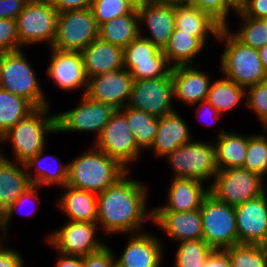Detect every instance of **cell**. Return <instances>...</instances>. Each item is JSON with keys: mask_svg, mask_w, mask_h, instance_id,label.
Instances as JSON below:
<instances>
[{"mask_svg": "<svg viewBox=\"0 0 267 267\" xmlns=\"http://www.w3.org/2000/svg\"><path fill=\"white\" fill-rule=\"evenodd\" d=\"M240 12L247 17L265 19L267 18V0H247Z\"/></svg>", "mask_w": 267, "mask_h": 267, "instance_id": "cell-48", "label": "cell"}, {"mask_svg": "<svg viewBox=\"0 0 267 267\" xmlns=\"http://www.w3.org/2000/svg\"><path fill=\"white\" fill-rule=\"evenodd\" d=\"M49 111L50 106L36 108L0 137V145L11 144L14 162L24 164L46 148L48 134H56L55 114Z\"/></svg>", "mask_w": 267, "mask_h": 267, "instance_id": "cell-3", "label": "cell"}, {"mask_svg": "<svg viewBox=\"0 0 267 267\" xmlns=\"http://www.w3.org/2000/svg\"><path fill=\"white\" fill-rule=\"evenodd\" d=\"M82 55L88 79L124 68L123 49L99 38L84 48Z\"/></svg>", "mask_w": 267, "mask_h": 267, "instance_id": "cell-25", "label": "cell"}, {"mask_svg": "<svg viewBox=\"0 0 267 267\" xmlns=\"http://www.w3.org/2000/svg\"><path fill=\"white\" fill-rule=\"evenodd\" d=\"M223 26L209 13L182 3L175 4V28L198 37L205 45L209 36L218 38Z\"/></svg>", "mask_w": 267, "mask_h": 267, "instance_id": "cell-27", "label": "cell"}, {"mask_svg": "<svg viewBox=\"0 0 267 267\" xmlns=\"http://www.w3.org/2000/svg\"><path fill=\"white\" fill-rule=\"evenodd\" d=\"M217 40L226 45L220 56L221 72L226 79L245 88L267 80L258 49L239 41L228 26L220 29Z\"/></svg>", "mask_w": 267, "mask_h": 267, "instance_id": "cell-4", "label": "cell"}, {"mask_svg": "<svg viewBox=\"0 0 267 267\" xmlns=\"http://www.w3.org/2000/svg\"><path fill=\"white\" fill-rule=\"evenodd\" d=\"M114 112L112 106L83 94L74 109L55 114L56 133L92 132L96 133V140Z\"/></svg>", "mask_w": 267, "mask_h": 267, "instance_id": "cell-12", "label": "cell"}, {"mask_svg": "<svg viewBox=\"0 0 267 267\" xmlns=\"http://www.w3.org/2000/svg\"><path fill=\"white\" fill-rule=\"evenodd\" d=\"M93 144L102 153L117 160L128 171L129 165L133 164L142 152L136 145L126 116L120 110H115L111 115Z\"/></svg>", "mask_w": 267, "mask_h": 267, "instance_id": "cell-11", "label": "cell"}, {"mask_svg": "<svg viewBox=\"0 0 267 267\" xmlns=\"http://www.w3.org/2000/svg\"><path fill=\"white\" fill-rule=\"evenodd\" d=\"M35 109L26 98L0 88V137Z\"/></svg>", "mask_w": 267, "mask_h": 267, "instance_id": "cell-35", "label": "cell"}, {"mask_svg": "<svg viewBox=\"0 0 267 267\" xmlns=\"http://www.w3.org/2000/svg\"><path fill=\"white\" fill-rule=\"evenodd\" d=\"M124 1H126L133 9L136 10L147 4V0H124Z\"/></svg>", "mask_w": 267, "mask_h": 267, "instance_id": "cell-55", "label": "cell"}, {"mask_svg": "<svg viewBox=\"0 0 267 267\" xmlns=\"http://www.w3.org/2000/svg\"><path fill=\"white\" fill-rule=\"evenodd\" d=\"M30 0H0V19L16 20Z\"/></svg>", "mask_w": 267, "mask_h": 267, "instance_id": "cell-46", "label": "cell"}, {"mask_svg": "<svg viewBox=\"0 0 267 267\" xmlns=\"http://www.w3.org/2000/svg\"><path fill=\"white\" fill-rule=\"evenodd\" d=\"M137 11L139 35L163 50L175 29V4L147 3ZM142 24L149 30V36L143 34Z\"/></svg>", "mask_w": 267, "mask_h": 267, "instance_id": "cell-19", "label": "cell"}, {"mask_svg": "<svg viewBox=\"0 0 267 267\" xmlns=\"http://www.w3.org/2000/svg\"><path fill=\"white\" fill-rule=\"evenodd\" d=\"M168 187L165 205L152 211H192L201 208L204 199L210 194V185L204 188V182L198 179L173 178Z\"/></svg>", "mask_w": 267, "mask_h": 267, "instance_id": "cell-23", "label": "cell"}, {"mask_svg": "<svg viewBox=\"0 0 267 267\" xmlns=\"http://www.w3.org/2000/svg\"><path fill=\"white\" fill-rule=\"evenodd\" d=\"M3 152L4 151L0 150L1 215L16 201V199L22 193L32 186L24 164L8 159Z\"/></svg>", "mask_w": 267, "mask_h": 267, "instance_id": "cell-26", "label": "cell"}, {"mask_svg": "<svg viewBox=\"0 0 267 267\" xmlns=\"http://www.w3.org/2000/svg\"><path fill=\"white\" fill-rule=\"evenodd\" d=\"M260 61L264 70L267 72V45L258 49Z\"/></svg>", "mask_w": 267, "mask_h": 267, "instance_id": "cell-54", "label": "cell"}, {"mask_svg": "<svg viewBox=\"0 0 267 267\" xmlns=\"http://www.w3.org/2000/svg\"><path fill=\"white\" fill-rule=\"evenodd\" d=\"M113 250L104 246L101 250L82 257V267H116Z\"/></svg>", "mask_w": 267, "mask_h": 267, "instance_id": "cell-45", "label": "cell"}, {"mask_svg": "<svg viewBox=\"0 0 267 267\" xmlns=\"http://www.w3.org/2000/svg\"><path fill=\"white\" fill-rule=\"evenodd\" d=\"M52 6L60 13L70 10L87 9L93 0H49Z\"/></svg>", "mask_w": 267, "mask_h": 267, "instance_id": "cell-49", "label": "cell"}, {"mask_svg": "<svg viewBox=\"0 0 267 267\" xmlns=\"http://www.w3.org/2000/svg\"><path fill=\"white\" fill-rule=\"evenodd\" d=\"M152 223L176 240H197L203 237L201 211H153Z\"/></svg>", "mask_w": 267, "mask_h": 267, "instance_id": "cell-22", "label": "cell"}, {"mask_svg": "<svg viewBox=\"0 0 267 267\" xmlns=\"http://www.w3.org/2000/svg\"><path fill=\"white\" fill-rule=\"evenodd\" d=\"M58 14L49 0H30L16 18L21 46L45 42L48 48L52 47L57 34Z\"/></svg>", "mask_w": 267, "mask_h": 267, "instance_id": "cell-7", "label": "cell"}, {"mask_svg": "<svg viewBox=\"0 0 267 267\" xmlns=\"http://www.w3.org/2000/svg\"><path fill=\"white\" fill-rule=\"evenodd\" d=\"M164 158L168 159L174 172L173 178L198 179L205 182L208 179L214 180L218 172L214 142L191 140Z\"/></svg>", "mask_w": 267, "mask_h": 267, "instance_id": "cell-6", "label": "cell"}, {"mask_svg": "<svg viewBox=\"0 0 267 267\" xmlns=\"http://www.w3.org/2000/svg\"><path fill=\"white\" fill-rule=\"evenodd\" d=\"M44 153L45 148L24 163L26 170H31L30 172H27L30 182L32 185L39 187L53 185L63 187L66 185L68 179V163L62 164L57 156L45 155ZM48 156L50 159L52 158V162H56L54 163L55 167L52 164L49 165L50 162H46L50 167L45 163L47 160L44 159L49 158ZM32 169L35 170L34 172H36V174H32Z\"/></svg>", "mask_w": 267, "mask_h": 267, "instance_id": "cell-29", "label": "cell"}, {"mask_svg": "<svg viewBox=\"0 0 267 267\" xmlns=\"http://www.w3.org/2000/svg\"><path fill=\"white\" fill-rule=\"evenodd\" d=\"M130 172L97 194V224L110 236L140 233L147 221L152 222L153 211L146 204L148 188L139 180L130 179Z\"/></svg>", "mask_w": 267, "mask_h": 267, "instance_id": "cell-1", "label": "cell"}, {"mask_svg": "<svg viewBox=\"0 0 267 267\" xmlns=\"http://www.w3.org/2000/svg\"><path fill=\"white\" fill-rule=\"evenodd\" d=\"M58 253L60 256L55 267H82V256Z\"/></svg>", "mask_w": 267, "mask_h": 267, "instance_id": "cell-52", "label": "cell"}, {"mask_svg": "<svg viewBox=\"0 0 267 267\" xmlns=\"http://www.w3.org/2000/svg\"><path fill=\"white\" fill-rule=\"evenodd\" d=\"M216 150V162L218 170L243 168L247 146L248 135L225 132L223 129L218 133L214 141Z\"/></svg>", "mask_w": 267, "mask_h": 267, "instance_id": "cell-30", "label": "cell"}, {"mask_svg": "<svg viewBox=\"0 0 267 267\" xmlns=\"http://www.w3.org/2000/svg\"><path fill=\"white\" fill-rule=\"evenodd\" d=\"M39 186L36 185H32L30 188H28L24 193H22L17 199L16 201L1 215L2 217V229L4 234L7 236L8 234V227H9V222L11 221V217L12 215H14V213H18V211L20 210L21 206H25V203H29V202H33L36 203L34 201H38L39 196H38V190H39Z\"/></svg>", "mask_w": 267, "mask_h": 267, "instance_id": "cell-44", "label": "cell"}, {"mask_svg": "<svg viewBox=\"0 0 267 267\" xmlns=\"http://www.w3.org/2000/svg\"><path fill=\"white\" fill-rule=\"evenodd\" d=\"M238 244L267 246V192L235 207Z\"/></svg>", "mask_w": 267, "mask_h": 267, "instance_id": "cell-16", "label": "cell"}, {"mask_svg": "<svg viewBox=\"0 0 267 267\" xmlns=\"http://www.w3.org/2000/svg\"><path fill=\"white\" fill-rule=\"evenodd\" d=\"M179 3L192 5L209 13L223 27L229 26L226 19L230 10L236 13L226 0H179Z\"/></svg>", "mask_w": 267, "mask_h": 267, "instance_id": "cell-42", "label": "cell"}, {"mask_svg": "<svg viewBox=\"0 0 267 267\" xmlns=\"http://www.w3.org/2000/svg\"><path fill=\"white\" fill-rule=\"evenodd\" d=\"M226 2L236 11H240L245 5L247 0H226Z\"/></svg>", "mask_w": 267, "mask_h": 267, "instance_id": "cell-53", "label": "cell"}, {"mask_svg": "<svg viewBox=\"0 0 267 267\" xmlns=\"http://www.w3.org/2000/svg\"><path fill=\"white\" fill-rule=\"evenodd\" d=\"M243 169L257 173L264 178L267 175L266 134L248 135V146Z\"/></svg>", "mask_w": 267, "mask_h": 267, "instance_id": "cell-39", "label": "cell"}, {"mask_svg": "<svg viewBox=\"0 0 267 267\" xmlns=\"http://www.w3.org/2000/svg\"><path fill=\"white\" fill-rule=\"evenodd\" d=\"M224 250L232 267H267V246L236 244Z\"/></svg>", "mask_w": 267, "mask_h": 267, "instance_id": "cell-37", "label": "cell"}, {"mask_svg": "<svg viewBox=\"0 0 267 267\" xmlns=\"http://www.w3.org/2000/svg\"><path fill=\"white\" fill-rule=\"evenodd\" d=\"M124 68L134 80L169 76L172 66L162 49L140 35L123 49Z\"/></svg>", "mask_w": 267, "mask_h": 267, "instance_id": "cell-13", "label": "cell"}, {"mask_svg": "<svg viewBox=\"0 0 267 267\" xmlns=\"http://www.w3.org/2000/svg\"><path fill=\"white\" fill-rule=\"evenodd\" d=\"M49 50L51 58L46 73L55 85L65 91L83 88L82 94H85L88 78L82 52L60 51L53 47Z\"/></svg>", "mask_w": 267, "mask_h": 267, "instance_id": "cell-17", "label": "cell"}, {"mask_svg": "<svg viewBox=\"0 0 267 267\" xmlns=\"http://www.w3.org/2000/svg\"><path fill=\"white\" fill-rule=\"evenodd\" d=\"M97 222L67 221L47 237V244L67 255L87 256L101 250L107 244L96 236Z\"/></svg>", "mask_w": 267, "mask_h": 267, "instance_id": "cell-14", "label": "cell"}, {"mask_svg": "<svg viewBox=\"0 0 267 267\" xmlns=\"http://www.w3.org/2000/svg\"><path fill=\"white\" fill-rule=\"evenodd\" d=\"M204 47L205 44L198 37L175 28L163 52L172 67L193 65L194 58L202 53Z\"/></svg>", "mask_w": 267, "mask_h": 267, "instance_id": "cell-32", "label": "cell"}, {"mask_svg": "<svg viewBox=\"0 0 267 267\" xmlns=\"http://www.w3.org/2000/svg\"><path fill=\"white\" fill-rule=\"evenodd\" d=\"M192 139L186 121L177 110L159 118V127L150 146L155 157H166L181 145L188 144Z\"/></svg>", "mask_w": 267, "mask_h": 267, "instance_id": "cell-24", "label": "cell"}, {"mask_svg": "<svg viewBox=\"0 0 267 267\" xmlns=\"http://www.w3.org/2000/svg\"><path fill=\"white\" fill-rule=\"evenodd\" d=\"M127 171L117 160L93 146V149L68 162L66 185L99 194Z\"/></svg>", "mask_w": 267, "mask_h": 267, "instance_id": "cell-2", "label": "cell"}, {"mask_svg": "<svg viewBox=\"0 0 267 267\" xmlns=\"http://www.w3.org/2000/svg\"><path fill=\"white\" fill-rule=\"evenodd\" d=\"M23 50L0 54V88L26 98L36 108L51 106L41 89L34 67Z\"/></svg>", "mask_w": 267, "mask_h": 267, "instance_id": "cell-5", "label": "cell"}, {"mask_svg": "<svg viewBox=\"0 0 267 267\" xmlns=\"http://www.w3.org/2000/svg\"><path fill=\"white\" fill-rule=\"evenodd\" d=\"M138 36L139 17L136 9H132L125 15L113 18L100 25L98 29L99 39L122 49Z\"/></svg>", "mask_w": 267, "mask_h": 267, "instance_id": "cell-31", "label": "cell"}, {"mask_svg": "<svg viewBox=\"0 0 267 267\" xmlns=\"http://www.w3.org/2000/svg\"><path fill=\"white\" fill-rule=\"evenodd\" d=\"M17 35L16 20L5 18L0 19V54H6L21 50Z\"/></svg>", "mask_w": 267, "mask_h": 267, "instance_id": "cell-43", "label": "cell"}, {"mask_svg": "<svg viewBox=\"0 0 267 267\" xmlns=\"http://www.w3.org/2000/svg\"><path fill=\"white\" fill-rule=\"evenodd\" d=\"M202 239L213 249L224 250L238 244L235 207L209 194L200 208Z\"/></svg>", "mask_w": 267, "mask_h": 267, "instance_id": "cell-9", "label": "cell"}, {"mask_svg": "<svg viewBox=\"0 0 267 267\" xmlns=\"http://www.w3.org/2000/svg\"><path fill=\"white\" fill-rule=\"evenodd\" d=\"M201 267H232V265L225 250L214 249Z\"/></svg>", "mask_w": 267, "mask_h": 267, "instance_id": "cell-51", "label": "cell"}, {"mask_svg": "<svg viewBox=\"0 0 267 267\" xmlns=\"http://www.w3.org/2000/svg\"><path fill=\"white\" fill-rule=\"evenodd\" d=\"M97 26L129 13L133 8L124 0H93L90 7Z\"/></svg>", "mask_w": 267, "mask_h": 267, "instance_id": "cell-40", "label": "cell"}, {"mask_svg": "<svg viewBox=\"0 0 267 267\" xmlns=\"http://www.w3.org/2000/svg\"><path fill=\"white\" fill-rule=\"evenodd\" d=\"M98 29L90 8L60 12L52 47L60 51L82 52L98 38Z\"/></svg>", "mask_w": 267, "mask_h": 267, "instance_id": "cell-10", "label": "cell"}, {"mask_svg": "<svg viewBox=\"0 0 267 267\" xmlns=\"http://www.w3.org/2000/svg\"><path fill=\"white\" fill-rule=\"evenodd\" d=\"M62 189L64 192L57 200V205L67 220L97 222V194L69 185H64Z\"/></svg>", "mask_w": 267, "mask_h": 267, "instance_id": "cell-28", "label": "cell"}, {"mask_svg": "<svg viewBox=\"0 0 267 267\" xmlns=\"http://www.w3.org/2000/svg\"><path fill=\"white\" fill-rule=\"evenodd\" d=\"M179 65L172 67L174 99L195 106L196 103L206 100L211 77L196 65Z\"/></svg>", "mask_w": 267, "mask_h": 267, "instance_id": "cell-21", "label": "cell"}, {"mask_svg": "<svg viewBox=\"0 0 267 267\" xmlns=\"http://www.w3.org/2000/svg\"><path fill=\"white\" fill-rule=\"evenodd\" d=\"M199 104V105H198ZM197 106V119H199L200 117H203V119H206L208 121V118L212 119L214 122V124L217 122H219V124H222V121H219L220 118L222 117V114L215 108L213 107L207 100L201 101L199 103H196ZM199 116V118H198ZM208 117V118H207ZM202 122V121H201ZM204 123L202 125H211V123H207L205 120L203 121Z\"/></svg>", "mask_w": 267, "mask_h": 267, "instance_id": "cell-50", "label": "cell"}, {"mask_svg": "<svg viewBox=\"0 0 267 267\" xmlns=\"http://www.w3.org/2000/svg\"><path fill=\"white\" fill-rule=\"evenodd\" d=\"M5 237L7 238L8 236H6L4 234V232H3V229H2V217H1V214H0V245L3 244L4 242H6L7 239ZM2 238L5 241H3Z\"/></svg>", "mask_w": 267, "mask_h": 267, "instance_id": "cell-57", "label": "cell"}, {"mask_svg": "<svg viewBox=\"0 0 267 267\" xmlns=\"http://www.w3.org/2000/svg\"><path fill=\"white\" fill-rule=\"evenodd\" d=\"M211 83L206 100L223 116L246 98V88L225 77Z\"/></svg>", "mask_w": 267, "mask_h": 267, "instance_id": "cell-34", "label": "cell"}, {"mask_svg": "<svg viewBox=\"0 0 267 267\" xmlns=\"http://www.w3.org/2000/svg\"><path fill=\"white\" fill-rule=\"evenodd\" d=\"M134 79L123 68L119 71L106 72L88 79L85 95L95 101L121 110L128 102Z\"/></svg>", "mask_w": 267, "mask_h": 267, "instance_id": "cell-18", "label": "cell"}, {"mask_svg": "<svg viewBox=\"0 0 267 267\" xmlns=\"http://www.w3.org/2000/svg\"><path fill=\"white\" fill-rule=\"evenodd\" d=\"M262 126H263V130L266 132L267 131V121Z\"/></svg>", "mask_w": 267, "mask_h": 267, "instance_id": "cell-58", "label": "cell"}, {"mask_svg": "<svg viewBox=\"0 0 267 267\" xmlns=\"http://www.w3.org/2000/svg\"><path fill=\"white\" fill-rule=\"evenodd\" d=\"M178 243L174 267H201L214 250L204 239L185 240Z\"/></svg>", "mask_w": 267, "mask_h": 267, "instance_id": "cell-36", "label": "cell"}, {"mask_svg": "<svg viewBox=\"0 0 267 267\" xmlns=\"http://www.w3.org/2000/svg\"><path fill=\"white\" fill-rule=\"evenodd\" d=\"M5 244V247H4ZM24 260L21 254L11 248H7V243L0 245V267H23Z\"/></svg>", "mask_w": 267, "mask_h": 267, "instance_id": "cell-47", "label": "cell"}, {"mask_svg": "<svg viewBox=\"0 0 267 267\" xmlns=\"http://www.w3.org/2000/svg\"><path fill=\"white\" fill-rule=\"evenodd\" d=\"M120 111L126 116L137 147L141 151L149 149L158 131L159 118L142 110L126 106Z\"/></svg>", "mask_w": 267, "mask_h": 267, "instance_id": "cell-33", "label": "cell"}, {"mask_svg": "<svg viewBox=\"0 0 267 267\" xmlns=\"http://www.w3.org/2000/svg\"><path fill=\"white\" fill-rule=\"evenodd\" d=\"M241 19L242 27L232 34L243 44L255 49L267 45V21L244 16L240 11L236 12Z\"/></svg>", "mask_w": 267, "mask_h": 267, "instance_id": "cell-38", "label": "cell"}, {"mask_svg": "<svg viewBox=\"0 0 267 267\" xmlns=\"http://www.w3.org/2000/svg\"><path fill=\"white\" fill-rule=\"evenodd\" d=\"M244 101L263 125L267 121V80L246 88Z\"/></svg>", "mask_w": 267, "mask_h": 267, "instance_id": "cell-41", "label": "cell"}, {"mask_svg": "<svg viewBox=\"0 0 267 267\" xmlns=\"http://www.w3.org/2000/svg\"><path fill=\"white\" fill-rule=\"evenodd\" d=\"M264 177L243 168L218 170L210 185V194L229 206H239L264 194Z\"/></svg>", "mask_w": 267, "mask_h": 267, "instance_id": "cell-8", "label": "cell"}, {"mask_svg": "<svg viewBox=\"0 0 267 267\" xmlns=\"http://www.w3.org/2000/svg\"><path fill=\"white\" fill-rule=\"evenodd\" d=\"M172 75L134 80L126 107L142 110L155 117L175 111Z\"/></svg>", "mask_w": 267, "mask_h": 267, "instance_id": "cell-15", "label": "cell"}, {"mask_svg": "<svg viewBox=\"0 0 267 267\" xmlns=\"http://www.w3.org/2000/svg\"><path fill=\"white\" fill-rule=\"evenodd\" d=\"M147 3H179V0H147Z\"/></svg>", "mask_w": 267, "mask_h": 267, "instance_id": "cell-56", "label": "cell"}, {"mask_svg": "<svg viewBox=\"0 0 267 267\" xmlns=\"http://www.w3.org/2000/svg\"><path fill=\"white\" fill-rule=\"evenodd\" d=\"M129 235L120 258H115L116 267H160L165 248L158 237L152 232H144V229Z\"/></svg>", "mask_w": 267, "mask_h": 267, "instance_id": "cell-20", "label": "cell"}]
</instances>
